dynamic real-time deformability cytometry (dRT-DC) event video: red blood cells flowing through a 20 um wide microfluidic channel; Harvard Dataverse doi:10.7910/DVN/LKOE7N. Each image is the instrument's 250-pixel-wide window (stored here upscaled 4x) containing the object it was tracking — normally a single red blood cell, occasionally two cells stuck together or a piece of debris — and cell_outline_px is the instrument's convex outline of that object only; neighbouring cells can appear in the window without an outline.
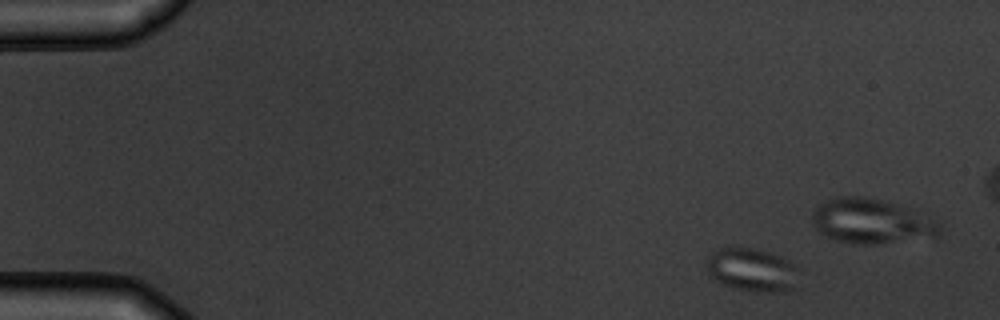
{"species": "common noctule bat (a hibernating species)", "species_latin": "Nyctalus noctula", "temperature_condition": "warm", "stored_images_in_passage": 5, "camera_frame_rate_fps": 3000, "um_per_image_px": 0.085, "animal": {"sex": "male", "body_mass_g": 19.5, "forearm_length_mm": 54.6}, "frame": {"image": 1, "passage_image": 1, "time_ms": 0.0, "image_size_px": [1000, 320], "cell_outline_px": [[796, 268], [792, 288], [784, 292], [764, 292], [732, 288], [720, 284], [712, 280], [708, 272], [708, 256], [712, 252], [720, 248], [752, 248], [768, 252], [780, 256], [788, 260]], "centroid_in_image_um": [63.84, 22.95], "position_along_channel_um": 21.2, "area_um2": 22.89}}